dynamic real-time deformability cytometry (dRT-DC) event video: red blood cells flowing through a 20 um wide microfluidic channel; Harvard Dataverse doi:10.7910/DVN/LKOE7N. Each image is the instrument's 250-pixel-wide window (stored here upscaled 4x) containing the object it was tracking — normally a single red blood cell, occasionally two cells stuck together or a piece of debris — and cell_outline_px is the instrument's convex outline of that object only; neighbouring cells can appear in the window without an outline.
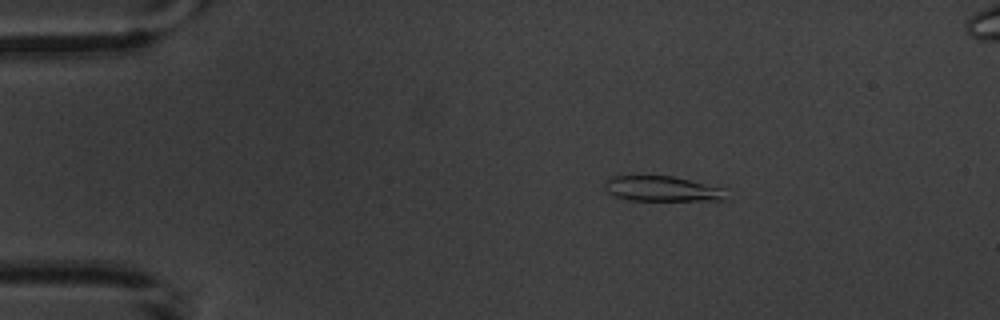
{"species": "common noctule bat (a hibernating species)", "species_latin": "Nyctalus noctula", "temperature_condition": "warm", "stored_images_in_passage": 7, "camera_frame_rate_fps": 3000, "um_per_image_px": 0.085, "animal": {"sex": "male", "body_mass_g": 20.1, "forearm_length_mm": 53.5}, "frame": {"image": 1, "passage_image": 3, "time_ms": 2.0, "image_size_px": [1000, 320], "cell_outline_px": [[732, 200], [628, 200], [616, 196], [608, 192], [604, 188], [604, 180], [612, 176], [672, 176], [728, 188]], "centroid_in_image_um": [56.41, 16.05], "position_along_channel_um": 28.6, "area_um2": 18.32}}
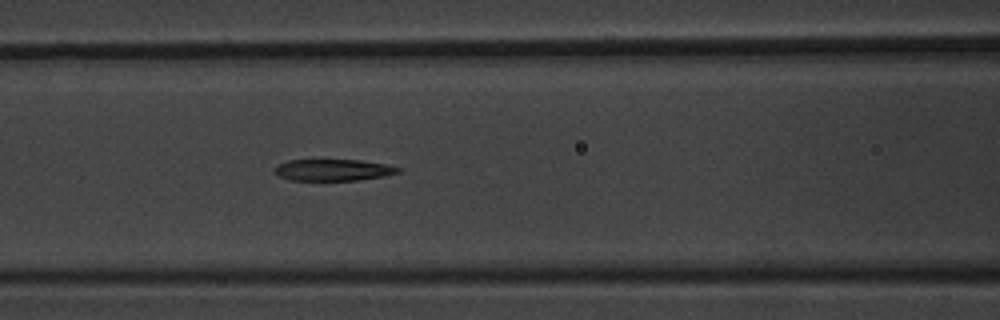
{"frame": {"image": 2, "passage_image": 7, "time_ms": 6.667, "image_size_px": [1000, 320], "cell_outline_px": [[400, 172], [384, 176], [360, 180], [292, 180], [280, 176], [276, 172], [276, 164], [288, 160], [360, 160], [388, 164], [400, 168]], "centroid_in_image_um": [28.36, 14.44], "position_along_channel_um": 138.2, "area_um2": 15.43}}